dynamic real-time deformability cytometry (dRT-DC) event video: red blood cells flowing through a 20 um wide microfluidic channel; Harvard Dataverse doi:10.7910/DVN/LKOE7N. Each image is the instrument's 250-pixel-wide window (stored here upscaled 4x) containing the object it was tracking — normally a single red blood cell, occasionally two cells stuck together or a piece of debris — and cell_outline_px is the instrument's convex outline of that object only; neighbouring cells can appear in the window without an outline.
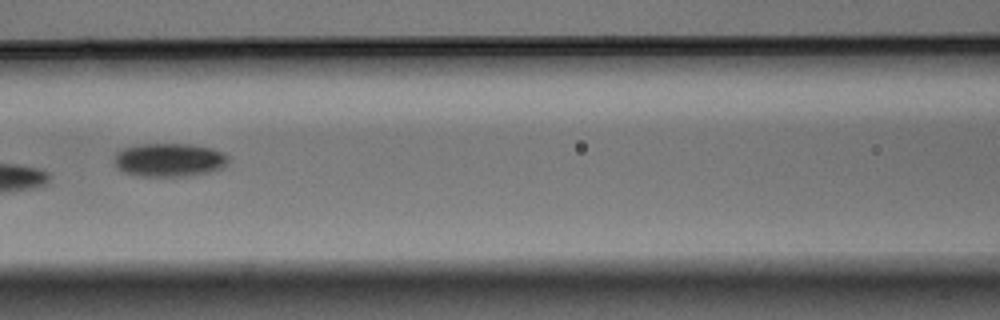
{"species": "Egyptian fruit bat (a non-hibernating species)", "species_latin": "Rousettus aegyptiacus", "temperature_condition": "warm", "stored_images_in_passage": 9, "camera_frame_rate_fps": 3000, "um_per_image_px": 0.085, "animal": {"sex": "male"}, "frame": {"image": 1, "passage_image": 7, "time_ms": 2.0, "image_size_px": [1000, 320], "cell_outline_px": [[228, 164], [224, 168], [208, 172], [188, 176], [136, 176], [124, 172], [116, 168], [112, 160], [116, 152], [120, 148], [140, 144], [192, 144], [212, 148], [224, 152], [228, 156]], "centroid_in_image_um": [14.36, 13.59], "position_along_channel_um": 152.2, "area_um2": 22.77}}
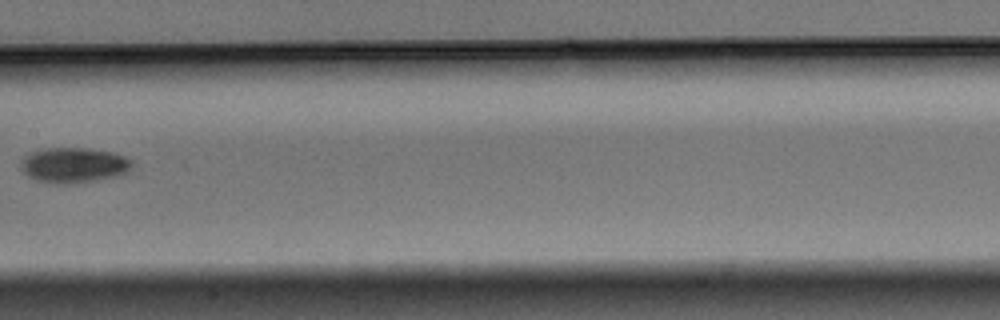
{"frame": {"image": 2, "passage_image": 8, "time_ms": 2.333, "image_size_px": [1000, 320], "cell_outline_px": [[132, 168], [116, 176], [76, 184], [60, 184], [36, 180], [28, 176], [24, 172], [20, 164], [24, 156], [32, 152], [48, 148], [88, 148], [112, 152], [124, 156], [132, 160]], "centroid_in_image_um": [6.27, 14.04], "position_along_channel_um": 201.1, "area_um2": 22.77}}
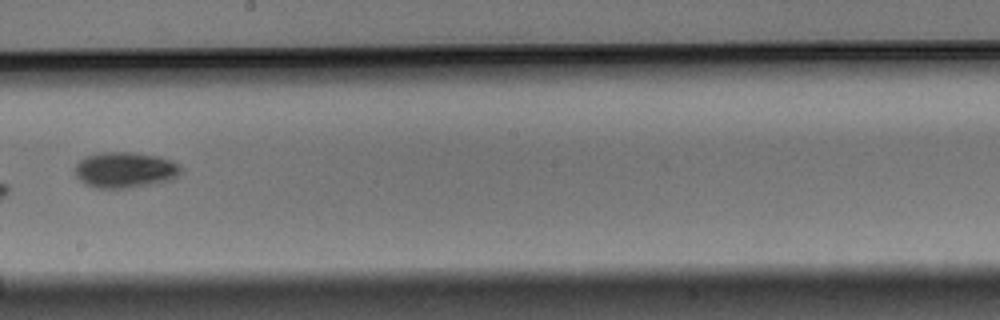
{"frame": {"image": 3, "passage_image": 9, "time_ms": 2.667, "image_size_px": [1000, 320], "cell_outline_px": [[184, 172], [180, 176], [172, 180], [128, 188], [96, 188], [84, 184], [72, 172], [76, 164], [80, 160], [88, 156], [100, 152], [132, 152], [160, 156], [172, 160], [180, 164], [184, 168]], "centroid_in_image_um": [10.68, 14.44], "position_along_channel_um": 237.5, "area_um2": 22.66}}